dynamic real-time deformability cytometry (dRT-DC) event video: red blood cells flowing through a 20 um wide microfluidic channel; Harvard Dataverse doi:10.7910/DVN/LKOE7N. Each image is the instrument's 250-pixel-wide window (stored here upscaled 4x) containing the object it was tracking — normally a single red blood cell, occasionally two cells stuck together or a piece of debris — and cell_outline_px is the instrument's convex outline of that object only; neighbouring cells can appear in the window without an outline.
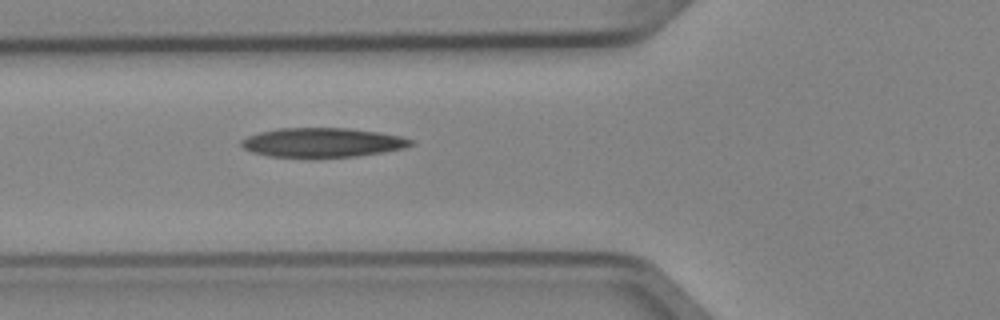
{"species": "Egyptian fruit bat (a non-hibernating species)", "species_latin": "Rousettus aegyptiacus", "temperature_condition": "cold", "stored_images_in_passage": 3, "camera_frame_rate_fps": 3000, "um_per_image_px": 0.085, "animal": {"sex": "female"}, "frame": {"image": 1, "passage_image": 3, "time_ms": 0.667, "image_size_px": [1000, 320], "cell_outline_px": [[416, 144], [404, 148], [380, 152], [352, 156], [268, 156], [252, 152], [244, 148], [240, 144], [240, 140], [248, 136], [260, 132], [280, 128], [348, 128], [376, 132], [400, 136], [416, 140]], "centroid_in_image_um": [27.42, 12.09], "position_along_channel_um": 98.4, "area_um2": 28.44}}